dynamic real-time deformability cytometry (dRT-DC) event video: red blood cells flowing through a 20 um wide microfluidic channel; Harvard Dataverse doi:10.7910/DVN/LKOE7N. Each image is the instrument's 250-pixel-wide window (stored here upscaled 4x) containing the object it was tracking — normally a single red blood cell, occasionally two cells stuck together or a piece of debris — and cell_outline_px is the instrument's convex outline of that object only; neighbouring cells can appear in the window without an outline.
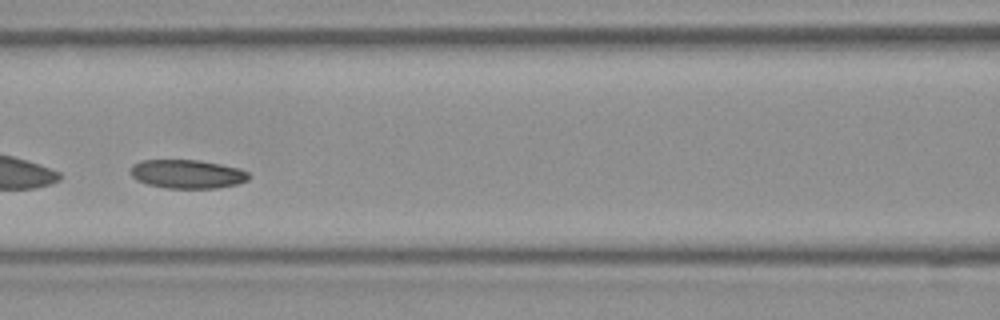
{"species": "Egyptian fruit bat (a non-hibernating species)", "species_latin": "Rousettus aegyptiacus", "temperature_condition": "room temperature", "stored_images_in_passage": 45, "camera_frame_rate_fps": 3000, "um_per_image_px": 0.085, "frame": {"image": 1, "passage_image": 18, "time_ms": 5.667, "image_size_px": [1000, 320], "cell_outline_px": [[248, 180], [240, 184], [216, 188], [168, 188], [148, 184], [136, 180], [132, 176], [132, 164], [140, 160], [200, 160], [240, 168], [248, 172]], "centroid_in_image_um": [15.94, 14.79], "position_along_channel_um": 150.7, "area_um2": 19.83}}
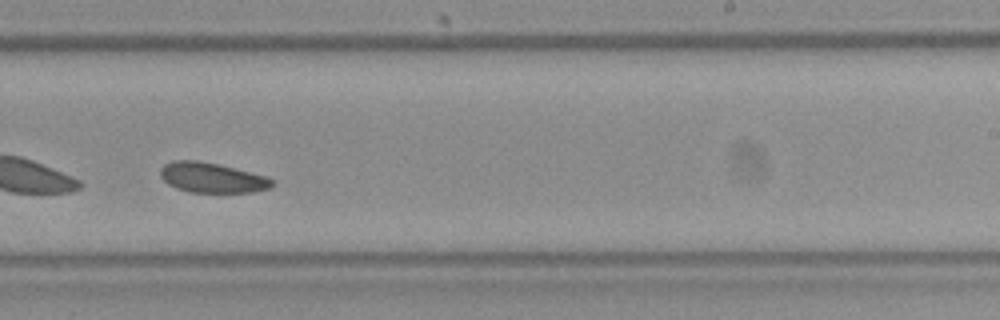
{"frame": {"image": 2, "passage_image": 27, "time_ms": 8.667, "image_size_px": [1000, 320], "cell_outline_px": [[276, 184], [268, 188], [252, 192], [188, 192], [176, 188], [168, 184], [160, 176], [160, 168], [164, 164], [172, 160], [196, 160], [216, 164], [264, 176], [272, 180]], "centroid_in_image_um": [17.95, 15.11], "position_along_channel_um": 271.0, "area_um2": 19.31}}
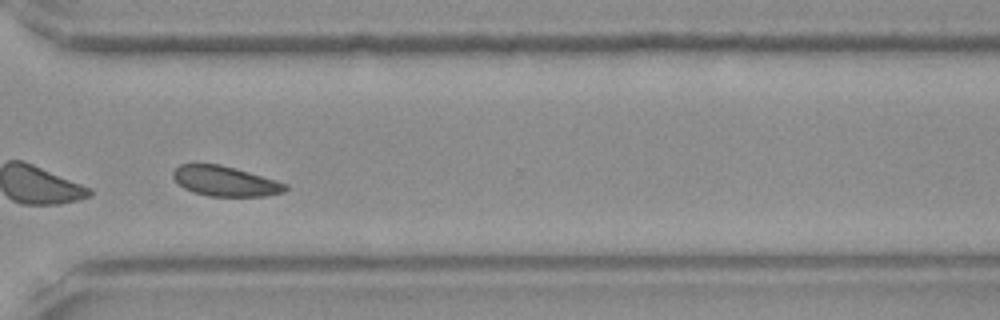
{"frame": {"image": 3, "passage_image": 33, "time_ms": 10.667, "image_size_px": [1000, 320], "cell_outline_px": [[288, 188], [284, 192], [268, 196], [208, 196], [192, 192], [184, 188], [172, 176], [172, 172], [180, 164], [220, 164], [236, 168], [276, 180], [288, 184]], "centroid_in_image_um": [19.16, 15.4], "position_along_channel_um": 351.4, "area_um2": 19.71}, "authors_computed_cell_mechanics": {"area_um2": 20.5768, "velocity_mm_per_s": 4.0199, "shape_relaxation_time_tau1_ms": null, "shape_relaxation_time_tau2_ms": 4.4815, "deformation_change_tau1": null, "deformation_change_tau2": 0.0762}}